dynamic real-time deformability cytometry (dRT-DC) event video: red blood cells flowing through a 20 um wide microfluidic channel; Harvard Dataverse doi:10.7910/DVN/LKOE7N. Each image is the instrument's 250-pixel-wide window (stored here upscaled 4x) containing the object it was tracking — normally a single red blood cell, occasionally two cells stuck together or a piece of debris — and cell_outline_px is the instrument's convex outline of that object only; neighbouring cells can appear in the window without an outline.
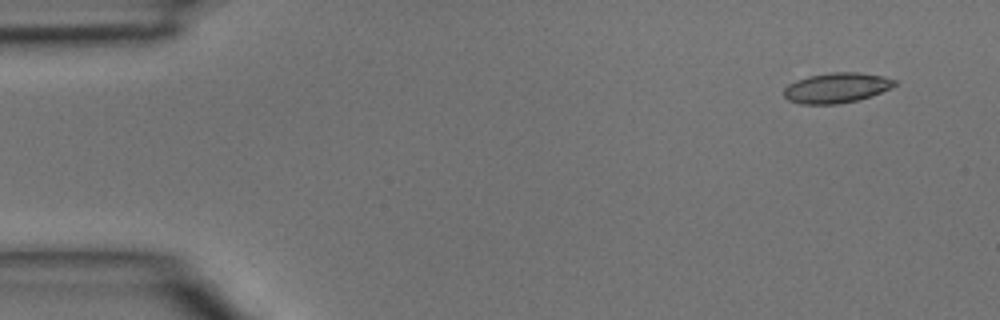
{"species": "common noctule bat (a hibernating species)", "species_latin": "Nyctalus noctula", "temperature_condition": "room temperature", "stored_images_in_passage": 3, "camera_frame_rate_fps": 3000, "um_per_image_px": 0.085, "animal": {"sex": "male", "body_mass_g": 15.6}, "frame": {"image": 1, "passage_image": 1, "time_ms": 0.0, "image_size_px": [1000, 320], "cell_outline_px": [[896, 84], [892, 88], [872, 96], [856, 100], [836, 104], [800, 104], [788, 100], [784, 96], [784, 88], [788, 84], [796, 80], [808, 76], [832, 72], [860, 72], [880, 76], [896, 80]], "centroid_in_image_um": [71.09, 7.46], "position_along_channel_um": 13.9, "area_um2": 19.48}}